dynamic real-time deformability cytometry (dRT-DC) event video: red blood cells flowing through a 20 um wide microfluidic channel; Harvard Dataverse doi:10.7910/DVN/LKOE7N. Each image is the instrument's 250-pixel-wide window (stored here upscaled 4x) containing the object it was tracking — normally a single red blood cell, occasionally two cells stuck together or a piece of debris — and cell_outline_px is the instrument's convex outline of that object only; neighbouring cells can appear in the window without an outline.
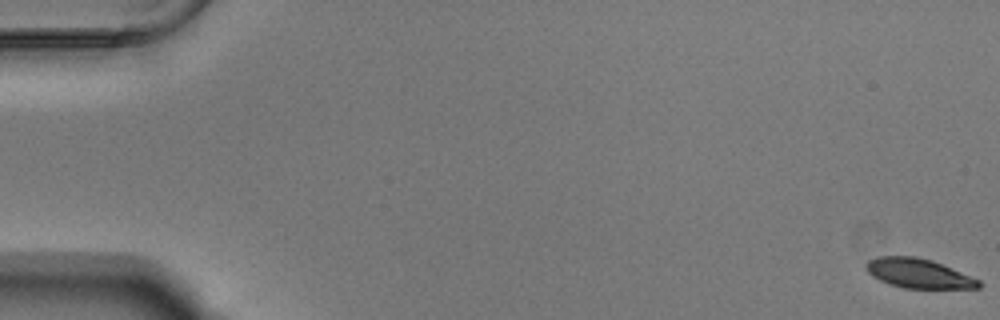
{"species": "Egyptian fruit bat (a non-hibernating species)", "species_latin": "Rousettus aegyptiacus", "temperature_condition": "warm", "stored_images_in_passage": 55, "camera_frame_rate_fps": 3000, "um_per_image_px": 0.085, "animal": {"sex": "male"}, "frame": {"image": 1, "passage_image": 1, "time_ms": 0.0, "image_size_px": [1000, 320], "cell_outline_px": [[980, 288], [904, 288], [888, 284], [872, 276], [864, 268], [864, 264], [868, 260], [880, 256], [916, 256], [932, 260], [980, 280]], "centroid_in_image_um": [78.02, 23.23], "position_along_channel_um": 7.0, "area_um2": 19.31}}
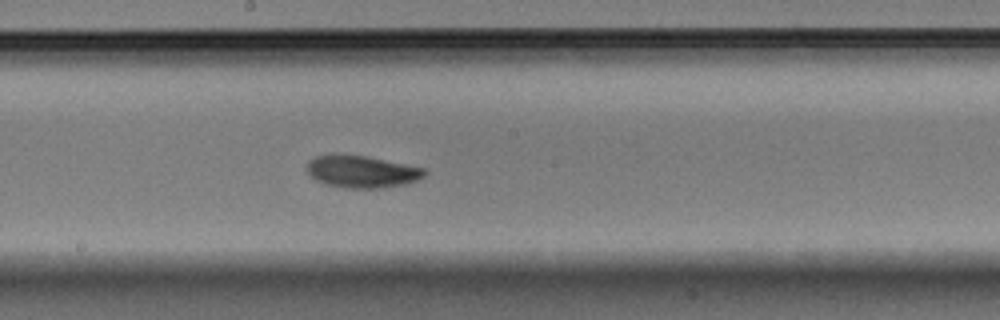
{"frame": {"image": 2, "passage_image": 31, "time_ms": 10.0, "image_size_px": [1000, 320], "cell_outline_px": [[428, 172], [424, 176], [416, 180], [404, 184], [380, 188], [344, 188], [324, 184], [308, 176], [308, 160], [316, 156], [332, 152], [336, 152], [364, 156], [424, 168]], "centroid_in_image_um": [30.68, 14.57], "position_along_channel_um": 217.5, "area_um2": 22.31}}
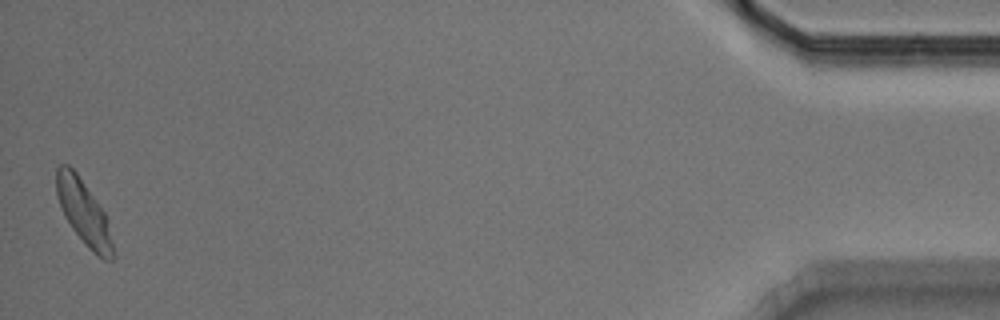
{"frame": {"image": 3, "passage_image": 55, "time_ms": 18.0, "image_size_px": [1000, 320], "cell_outline_px": [[116, 256], [112, 260], [104, 260], [92, 252], [84, 244], [72, 228], [64, 216], [60, 208], [56, 196], [56, 168], [60, 164], [68, 164], [76, 172], [96, 200], [104, 212]], "centroid_in_image_um": [7.09, 18.07], "position_along_channel_um": 428.1, "area_um2": 21.21}, "authors_computed_cell_mechanics": {"area_um2": 20.6924, "velocity_mm_per_s": 3.7318, "shape_relaxation_time_tau1_ms": 3.966, "shape_relaxation_time_tau2_ms": null, "deformation_change_tau1": 0.1299, "deformation_change_tau2": null}}